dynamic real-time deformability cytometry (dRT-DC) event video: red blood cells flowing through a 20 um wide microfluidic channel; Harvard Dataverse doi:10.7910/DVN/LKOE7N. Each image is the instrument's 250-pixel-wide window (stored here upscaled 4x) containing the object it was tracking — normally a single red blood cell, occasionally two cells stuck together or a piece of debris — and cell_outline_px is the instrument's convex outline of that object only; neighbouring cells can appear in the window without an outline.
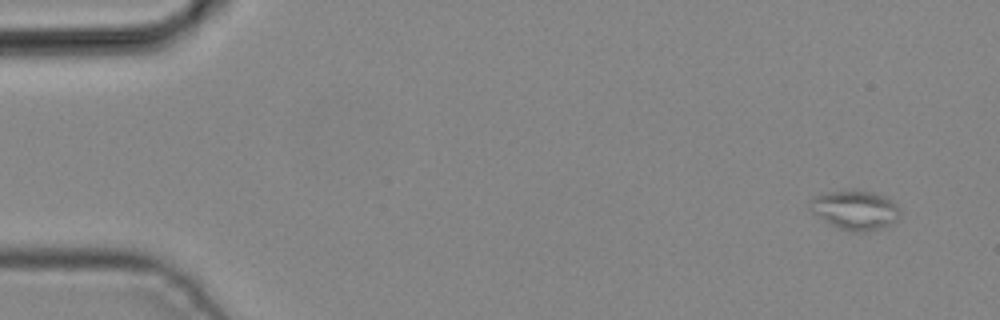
{"species": "common noctule bat (a hibernating species)", "species_latin": "Nyctalus noctula", "temperature_condition": "cold", "stored_images_in_passage": 5, "camera_frame_rate_fps": 3000, "um_per_image_px": 0.085, "animal": {"sex": "male", "body_mass_g": 19.2, "forearm_length_mm": 51.8}, "frame": {"image": 1, "passage_image": 1, "time_ms": 0.0, "image_size_px": [1000, 320], "cell_outline_px": [[900, 212], [896, 220], [880, 228], [864, 232], [852, 232], [840, 228], [816, 216], [808, 208], [808, 204], [812, 196], [832, 192], [872, 192], [884, 196], [892, 200], [896, 204]], "centroid_in_image_um": [72.65, 17.87], "position_along_channel_um": 12.4, "area_um2": 20.11}}
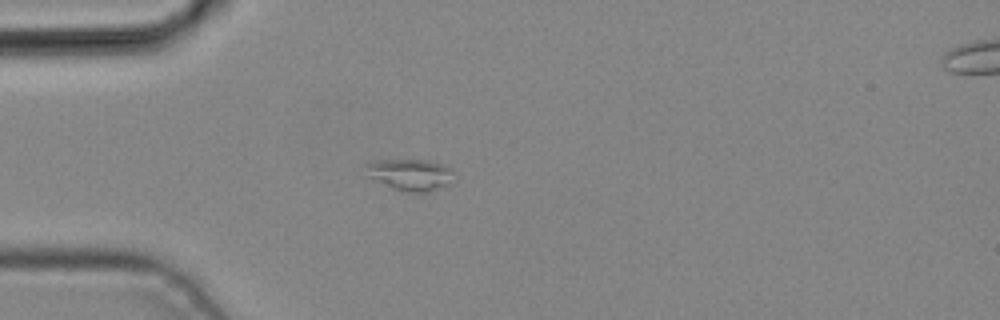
{"frame": {"image": 2, "passage_image": 4, "time_ms": 1.0, "image_size_px": [1000, 320], "cell_outline_px": [[452, 172], [448, 184], [428, 192], [400, 192], [368, 176], [364, 164], [376, 160], [432, 160], [444, 164], [452, 168]], "centroid_in_image_um": [34.85, 14.83], "position_along_channel_um": 50.2, "area_um2": 16.18}}